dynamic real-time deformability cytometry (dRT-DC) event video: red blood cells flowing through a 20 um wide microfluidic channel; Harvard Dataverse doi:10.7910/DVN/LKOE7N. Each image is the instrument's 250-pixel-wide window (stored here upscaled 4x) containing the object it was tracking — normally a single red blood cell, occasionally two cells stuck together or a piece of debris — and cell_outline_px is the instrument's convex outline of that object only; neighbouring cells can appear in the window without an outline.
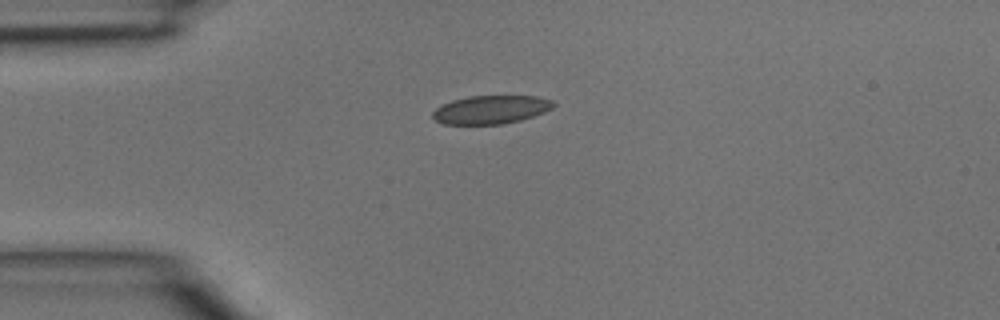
{"species": "common noctule bat (a hibernating species)", "species_latin": "Nyctalus noctula", "temperature_condition": "room temperature", "stored_images_in_passage": 2, "camera_frame_rate_fps": 3000, "um_per_image_px": 0.085, "animal": {"sex": "male", "body_mass_g": 15.6}, "frame": {"image": 1, "passage_image": 1, "time_ms": 0.0, "image_size_px": [1000, 320], "cell_outline_px": [[556, 104], [552, 108], [544, 112], [520, 120], [504, 124], [444, 124], [436, 120], [432, 116], [432, 112], [436, 108], [452, 100], [468, 96], [536, 96], [552, 100]], "centroid_in_image_um": [41.73, 9.31], "position_along_channel_um": 43.3, "area_um2": 19.88}}